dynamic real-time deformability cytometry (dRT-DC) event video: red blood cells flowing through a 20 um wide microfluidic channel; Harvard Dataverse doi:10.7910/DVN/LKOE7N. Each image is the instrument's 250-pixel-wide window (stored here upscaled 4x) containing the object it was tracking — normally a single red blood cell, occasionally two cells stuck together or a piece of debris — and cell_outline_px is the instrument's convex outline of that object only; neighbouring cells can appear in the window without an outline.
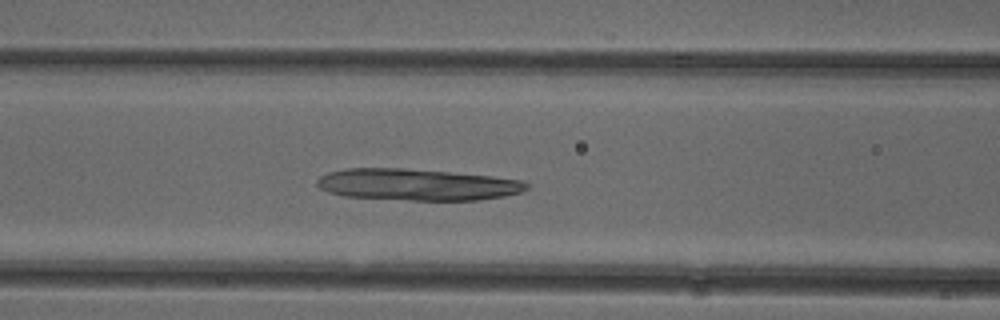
{"species": "common noctule bat (a hibernating species)", "species_latin": "Nyctalus noctula", "temperature_condition": "cold", "stored_images_in_passage": 32, "camera_frame_rate_fps": 3000, "um_per_image_px": 0.085, "animal": {"sex": "female"}, "frame": {"image": 1, "passage_image": 13, "time_ms": 4.0, "image_size_px": [1000, 320], "cell_outline_px": [[528, 188], [520, 192], [504, 196], [480, 200], [412, 200], [344, 196], [328, 192], [320, 188], [316, 184], [316, 180], [320, 176], [328, 172], [344, 168], [404, 168], [492, 176], [524, 180], [528, 184]], "centroid_in_image_um": [35.44, 15.68], "position_along_channel_um": 131.2, "area_um2": 38.61}}
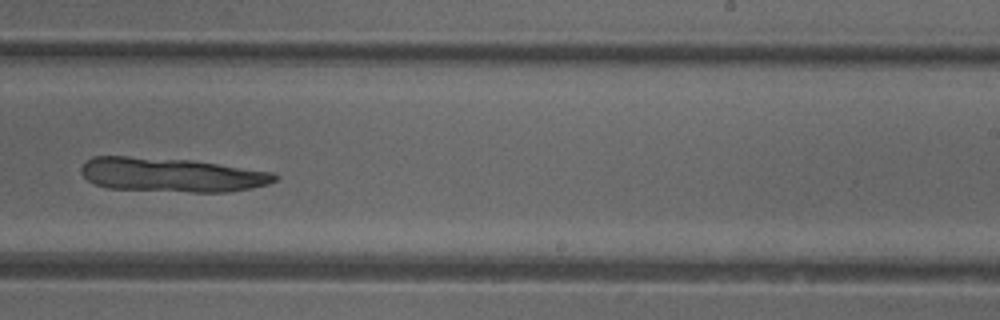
{"frame": {"image": 2, "passage_image": 24, "time_ms": 7.667, "image_size_px": [1000, 320], "cell_outline_px": [[280, 176], [276, 180], [268, 184], [228, 192], [192, 192], [108, 188], [96, 184], [88, 180], [80, 172], [80, 168], [84, 160], [92, 156], [128, 156], [192, 160], [272, 172]], "centroid_in_image_um": [14.53, 14.85], "position_along_channel_um": 274.5, "area_um2": 38.55}}
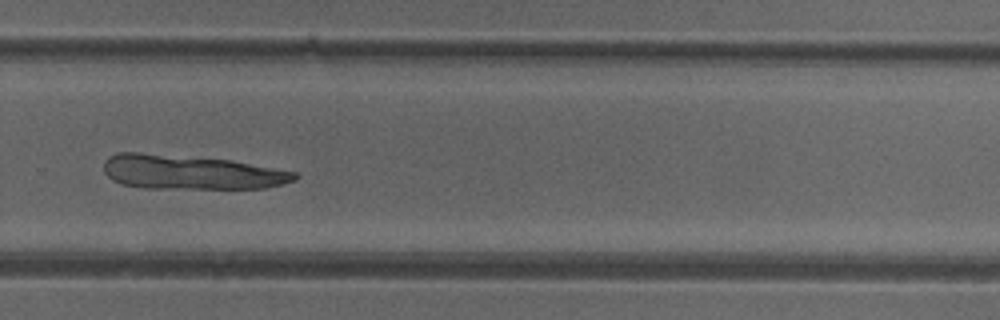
{"frame": {"image": 3, "passage_image": 27, "time_ms": 8.667, "image_size_px": [1000, 320], "cell_outline_px": [[300, 176], [296, 180], [264, 188], [144, 188], [120, 184], [112, 180], [104, 172], [104, 160], [108, 156], [116, 152], [140, 152], [228, 160], [296, 172]], "centroid_in_image_um": [16.15, 14.64], "position_along_channel_um": 313.6, "area_um2": 38.03}}